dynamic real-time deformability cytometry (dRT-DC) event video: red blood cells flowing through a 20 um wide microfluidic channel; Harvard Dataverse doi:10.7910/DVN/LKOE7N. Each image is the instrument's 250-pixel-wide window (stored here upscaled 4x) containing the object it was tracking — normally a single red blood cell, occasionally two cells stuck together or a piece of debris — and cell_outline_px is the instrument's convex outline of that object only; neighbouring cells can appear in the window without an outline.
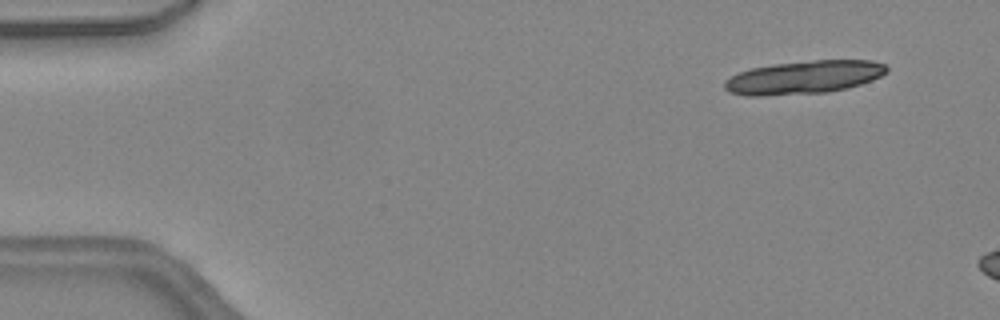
{"species": "common noctule bat (a hibernating species)", "species_latin": "Nyctalus noctula", "temperature_condition": "warm", "stored_images_in_passage": 8, "camera_frame_rate_fps": 3000, "um_per_image_px": 0.085, "animal": {"sex": "female", "body_mass_g": 24.6, "forearm_length_mm": 56.2}, "frame": {"image": 1, "passage_image": 4, "time_ms": 1.0, "image_size_px": [1000, 320], "cell_outline_px": [[888, 72], [872, 80], [848, 88], [828, 92], [764, 96], [744, 96], [728, 92], [724, 88], [724, 80], [740, 72], [752, 68], [772, 64], [812, 60], [872, 60], [884, 64], [888, 68]], "centroid_in_image_um": [68.32, 6.58], "position_along_channel_um": 16.7, "area_um2": 31.56}}